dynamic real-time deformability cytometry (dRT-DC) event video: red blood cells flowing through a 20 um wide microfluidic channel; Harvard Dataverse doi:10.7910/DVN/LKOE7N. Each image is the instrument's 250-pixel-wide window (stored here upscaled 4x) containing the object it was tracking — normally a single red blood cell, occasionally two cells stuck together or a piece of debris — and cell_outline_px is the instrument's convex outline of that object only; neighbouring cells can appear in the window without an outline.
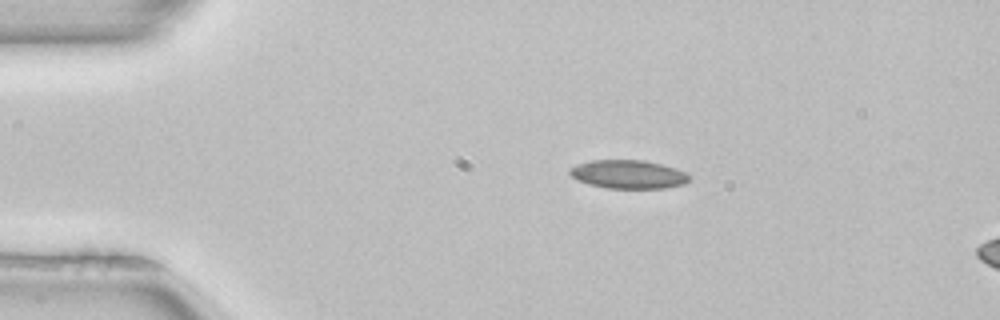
{"species": "common noctule bat (a hibernating species)", "species_latin": "Nyctalus noctula", "temperature_condition": "room temperature", "stored_images_in_passage": 42, "camera_frame_rate_fps": 3000, "um_per_image_px": 0.085, "animal": {"sex": "female", "body_mass_g": 22.7, "forearm_length_mm": 54.2}, "frame": {"image": 1, "passage_image": 1, "time_ms": 0.0, "image_size_px": [1000, 320], "cell_outline_px": [[688, 180], [684, 184], [664, 188], [608, 188], [588, 184], [576, 180], [568, 172], [568, 168], [576, 164], [592, 160], [644, 160], [660, 164], [684, 172], [688, 176]], "centroid_in_image_um": [53.32, 14.81], "position_along_channel_um": 31.7, "area_um2": 19.71}}
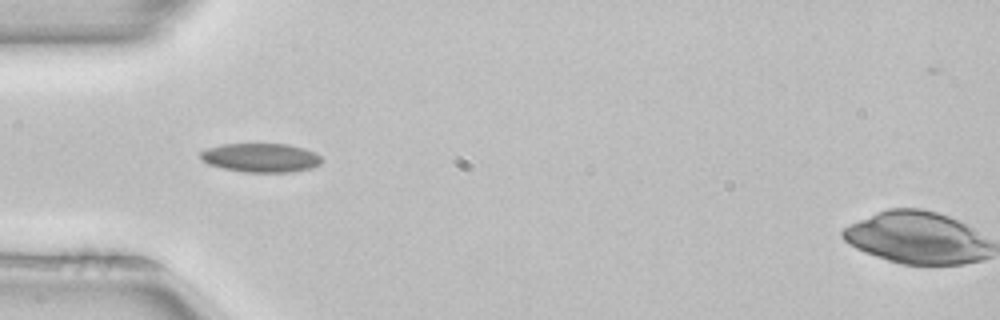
{"frame": {"image": 2, "passage_image": 7, "time_ms": 2.0, "image_size_px": [1000, 320], "cell_outline_px": [[324, 160], [320, 164], [312, 168], [288, 172], [244, 172], [224, 168], [208, 164], [200, 156], [200, 152], [208, 148], [224, 144], [288, 144], [304, 148], [316, 152]], "centroid_in_image_um": [22.22, 13.4], "position_along_channel_um": 62.8, "area_um2": 20.4}}
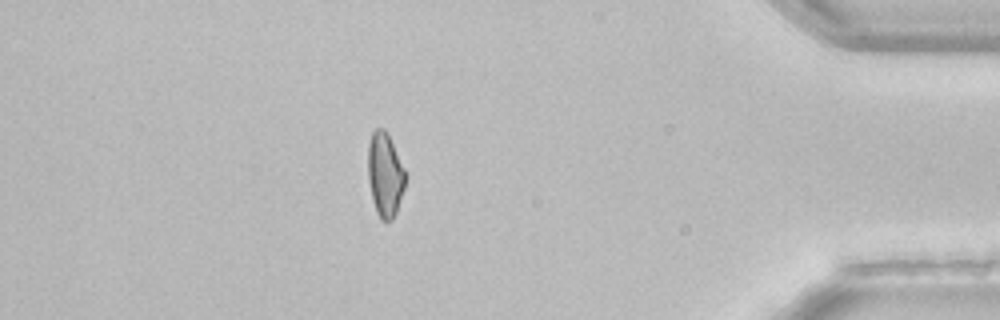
{"frame": {"image": 3, "passage_image": 36, "time_ms": 11.667, "image_size_px": [1000, 320], "cell_outline_px": [[408, 176], [396, 212], [392, 220], [380, 220], [376, 212], [372, 200], [368, 180], [368, 144], [372, 132], [376, 128], [384, 128], [388, 132]], "centroid_in_image_um": [32.73, 14.82], "position_along_channel_um": 402.5, "area_um2": 18.67}, "authors_computed_cell_mechanics": {"area_um2": 19.1318, "velocity_mm_per_s": 3.988, "shape_relaxation_time_tau1_ms": null, "shape_relaxation_time_tau2_ms": 6.7827, "deformation_change_tau1": null, "deformation_change_tau2": 0.1307}}